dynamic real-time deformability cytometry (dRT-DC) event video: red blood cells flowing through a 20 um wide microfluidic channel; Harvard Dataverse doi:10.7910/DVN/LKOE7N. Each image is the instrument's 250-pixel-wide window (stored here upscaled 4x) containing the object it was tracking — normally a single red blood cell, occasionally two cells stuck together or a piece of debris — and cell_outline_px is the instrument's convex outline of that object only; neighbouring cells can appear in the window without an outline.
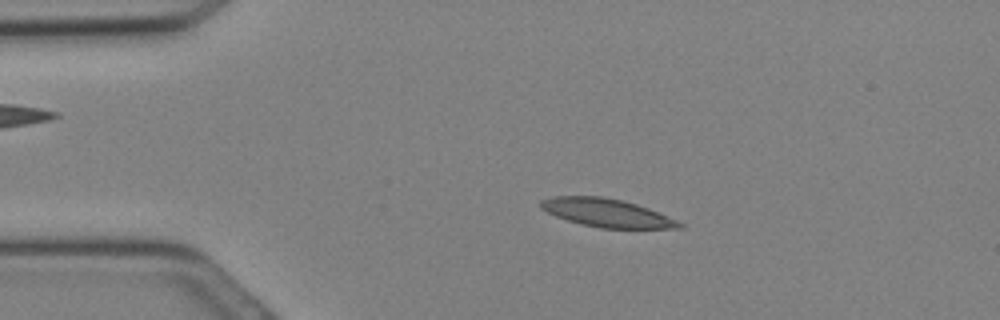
{"species": "Egyptian fruit bat (a non-hibernating species)", "species_latin": "Rousettus aegyptiacus", "temperature_condition": "cold", "stored_images_in_passage": 29, "camera_frame_rate_fps": 3000, "um_per_image_px": 0.085, "animal": {"sex": "female"}, "frame": {"image": 1, "passage_image": 5, "time_ms": 1.333, "image_size_px": [1000, 320], "cell_outline_px": [[684, 228], [600, 228], [580, 224], [556, 216], [540, 208], [540, 200], [552, 196], [604, 196], [636, 204], [648, 208], [676, 220], [684, 224]], "centroid_in_image_um": [51.55, 18.09], "position_along_channel_um": 33.5, "area_um2": 22.66}}
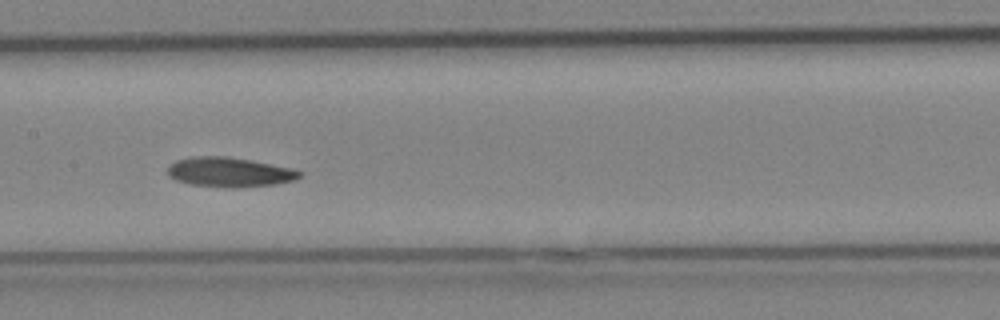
{"frame": {"image": 2, "passage_image": 14, "time_ms": 4.333, "image_size_px": [1000, 320], "cell_outline_px": [[304, 172], [296, 180], [276, 184], [236, 188], [232, 188], [192, 184], [176, 180], [168, 176], [168, 164], [176, 160], [192, 156], [228, 156], [252, 160], [288, 168]], "centroid_in_image_um": [19.48, 14.63], "position_along_channel_um": 187.9, "area_um2": 22.83}}
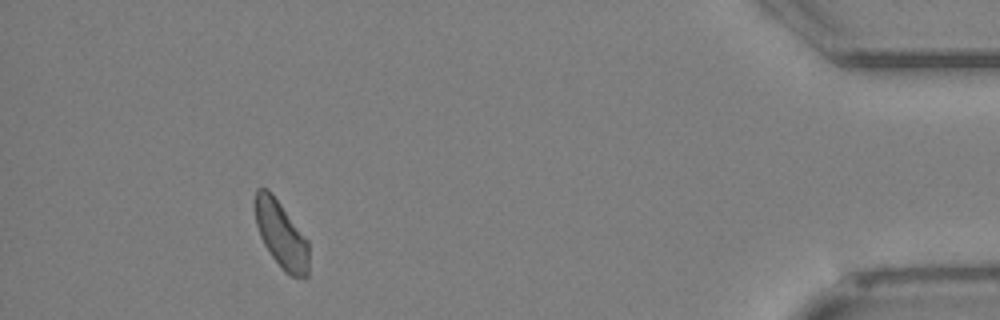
{"frame": {"image": 3, "passage_image": 27, "time_ms": 8.667, "image_size_px": [1000, 320], "cell_outline_px": [[308, 276], [304, 280], [292, 276], [284, 272], [272, 256], [264, 244], [260, 236], [256, 224], [252, 200], [256, 188], [268, 188], [308, 240]], "centroid_in_image_um": [23.87, 19.93], "position_along_channel_um": 411.3, "area_um2": 21.27}}